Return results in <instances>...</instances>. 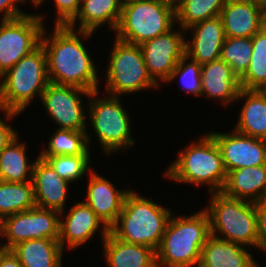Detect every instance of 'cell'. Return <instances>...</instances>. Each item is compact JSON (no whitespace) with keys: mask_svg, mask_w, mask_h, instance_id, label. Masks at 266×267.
<instances>
[{"mask_svg":"<svg viewBox=\"0 0 266 267\" xmlns=\"http://www.w3.org/2000/svg\"><path fill=\"white\" fill-rule=\"evenodd\" d=\"M226 0H181L175 5L176 24L186 30L221 14Z\"/></svg>","mask_w":266,"mask_h":267,"instance_id":"obj_29","label":"cell"},{"mask_svg":"<svg viewBox=\"0 0 266 267\" xmlns=\"http://www.w3.org/2000/svg\"><path fill=\"white\" fill-rule=\"evenodd\" d=\"M90 93V91L80 87L50 82L43 91L40 100L47 110V115L59 125V129L88 131L86 130V115L84 114L86 108L82 106L81 95L89 98Z\"/></svg>","mask_w":266,"mask_h":267,"instance_id":"obj_12","label":"cell"},{"mask_svg":"<svg viewBox=\"0 0 266 267\" xmlns=\"http://www.w3.org/2000/svg\"><path fill=\"white\" fill-rule=\"evenodd\" d=\"M253 53L246 73L239 79L240 87L258 90L266 84V25L252 38Z\"/></svg>","mask_w":266,"mask_h":267,"instance_id":"obj_31","label":"cell"},{"mask_svg":"<svg viewBox=\"0 0 266 267\" xmlns=\"http://www.w3.org/2000/svg\"><path fill=\"white\" fill-rule=\"evenodd\" d=\"M0 110L21 113L34 97L41 95L50 83L47 55L40 44L22 57L0 80Z\"/></svg>","mask_w":266,"mask_h":267,"instance_id":"obj_5","label":"cell"},{"mask_svg":"<svg viewBox=\"0 0 266 267\" xmlns=\"http://www.w3.org/2000/svg\"><path fill=\"white\" fill-rule=\"evenodd\" d=\"M191 29L194 31L192 41L185 42V55L188 59L200 65L220 59L222 45L226 38L220 15L198 22L185 31H191Z\"/></svg>","mask_w":266,"mask_h":267,"instance_id":"obj_17","label":"cell"},{"mask_svg":"<svg viewBox=\"0 0 266 267\" xmlns=\"http://www.w3.org/2000/svg\"><path fill=\"white\" fill-rule=\"evenodd\" d=\"M43 15L0 21V77L41 44Z\"/></svg>","mask_w":266,"mask_h":267,"instance_id":"obj_10","label":"cell"},{"mask_svg":"<svg viewBox=\"0 0 266 267\" xmlns=\"http://www.w3.org/2000/svg\"><path fill=\"white\" fill-rule=\"evenodd\" d=\"M172 215L162 207L130 190L116 222L109 232L126 243L138 244L157 250Z\"/></svg>","mask_w":266,"mask_h":267,"instance_id":"obj_3","label":"cell"},{"mask_svg":"<svg viewBox=\"0 0 266 267\" xmlns=\"http://www.w3.org/2000/svg\"><path fill=\"white\" fill-rule=\"evenodd\" d=\"M258 249L266 251V200L257 203Z\"/></svg>","mask_w":266,"mask_h":267,"instance_id":"obj_37","label":"cell"},{"mask_svg":"<svg viewBox=\"0 0 266 267\" xmlns=\"http://www.w3.org/2000/svg\"><path fill=\"white\" fill-rule=\"evenodd\" d=\"M98 93L99 90L91 91L88 113L102 149L110 155L111 152L132 147L135 141L130 133V117L128 111L123 108L120 97L109 95L108 98L96 99Z\"/></svg>","mask_w":266,"mask_h":267,"instance_id":"obj_8","label":"cell"},{"mask_svg":"<svg viewBox=\"0 0 266 267\" xmlns=\"http://www.w3.org/2000/svg\"><path fill=\"white\" fill-rule=\"evenodd\" d=\"M175 23V5L169 0H127L115 34L121 41L140 46L168 32Z\"/></svg>","mask_w":266,"mask_h":267,"instance_id":"obj_7","label":"cell"},{"mask_svg":"<svg viewBox=\"0 0 266 267\" xmlns=\"http://www.w3.org/2000/svg\"><path fill=\"white\" fill-rule=\"evenodd\" d=\"M123 3V0H81L76 17L67 26L75 29L76 22L79 21L78 30L94 32L101 25L109 24L112 31H115Z\"/></svg>","mask_w":266,"mask_h":267,"instance_id":"obj_24","label":"cell"},{"mask_svg":"<svg viewBox=\"0 0 266 267\" xmlns=\"http://www.w3.org/2000/svg\"><path fill=\"white\" fill-rule=\"evenodd\" d=\"M220 17L225 37L252 38L266 25V8L251 0H226Z\"/></svg>","mask_w":266,"mask_h":267,"instance_id":"obj_16","label":"cell"},{"mask_svg":"<svg viewBox=\"0 0 266 267\" xmlns=\"http://www.w3.org/2000/svg\"><path fill=\"white\" fill-rule=\"evenodd\" d=\"M36 207L34 186L28 182H6L0 180V221L15 213Z\"/></svg>","mask_w":266,"mask_h":267,"instance_id":"obj_28","label":"cell"},{"mask_svg":"<svg viewBox=\"0 0 266 267\" xmlns=\"http://www.w3.org/2000/svg\"><path fill=\"white\" fill-rule=\"evenodd\" d=\"M32 182L36 207L64 211L68 197V182L59 176L51 165L38 156L35 160Z\"/></svg>","mask_w":266,"mask_h":267,"instance_id":"obj_19","label":"cell"},{"mask_svg":"<svg viewBox=\"0 0 266 267\" xmlns=\"http://www.w3.org/2000/svg\"><path fill=\"white\" fill-rule=\"evenodd\" d=\"M45 0H36L33 5L38 7ZM57 8L55 25L67 26L77 15L81 0H54Z\"/></svg>","mask_w":266,"mask_h":267,"instance_id":"obj_35","label":"cell"},{"mask_svg":"<svg viewBox=\"0 0 266 267\" xmlns=\"http://www.w3.org/2000/svg\"><path fill=\"white\" fill-rule=\"evenodd\" d=\"M168 32L140 45L147 71L152 80L167 82L180 59L185 55L186 39L184 29Z\"/></svg>","mask_w":266,"mask_h":267,"instance_id":"obj_13","label":"cell"},{"mask_svg":"<svg viewBox=\"0 0 266 267\" xmlns=\"http://www.w3.org/2000/svg\"><path fill=\"white\" fill-rule=\"evenodd\" d=\"M172 216L156 250L157 267H198L211 235L208 213L203 209L189 217Z\"/></svg>","mask_w":266,"mask_h":267,"instance_id":"obj_2","label":"cell"},{"mask_svg":"<svg viewBox=\"0 0 266 267\" xmlns=\"http://www.w3.org/2000/svg\"><path fill=\"white\" fill-rule=\"evenodd\" d=\"M0 267H22L17 256L11 251L6 249L0 257Z\"/></svg>","mask_w":266,"mask_h":267,"instance_id":"obj_39","label":"cell"},{"mask_svg":"<svg viewBox=\"0 0 266 267\" xmlns=\"http://www.w3.org/2000/svg\"><path fill=\"white\" fill-rule=\"evenodd\" d=\"M54 26L52 36H45V28L41 36V44L47 55L49 81L80 87L90 92L98 90V71L81 42L82 38H89L93 32L74 30L69 26Z\"/></svg>","mask_w":266,"mask_h":267,"instance_id":"obj_1","label":"cell"},{"mask_svg":"<svg viewBox=\"0 0 266 267\" xmlns=\"http://www.w3.org/2000/svg\"><path fill=\"white\" fill-rule=\"evenodd\" d=\"M258 91L260 92V94L264 97L265 101H266V84L262 85Z\"/></svg>","mask_w":266,"mask_h":267,"instance_id":"obj_40","label":"cell"},{"mask_svg":"<svg viewBox=\"0 0 266 267\" xmlns=\"http://www.w3.org/2000/svg\"><path fill=\"white\" fill-rule=\"evenodd\" d=\"M18 136L0 152V180L6 182L32 181L35 161L30 164L26 158L25 143L18 142Z\"/></svg>","mask_w":266,"mask_h":267,"instance_id":"obj_27","label":"cell"},{"mask_svg":"<svg viewBox=\"0 0 266 267\" xmlns=\"http://www.w3.org/2000/svg\"><path fill=\"white\" fill-rule=\"evenodd\" d=\"M22 267H62L63 249L59 240L31 239L11 248Z\"/></svg>","mask_w":266,"mask_h":267,"instance_id":"obj_25","label":"cell"},{"mask_svg":"<svg viewBox=\"0 0 266 267\" xmlns=\"http://www.w3.org/2000/svg\"><path fill=\"white\" fill-rule=\"evenodd\" d=\"M108 267H157L156 250L115 238L110 232L102 241Z\"/></svg>","mask_w":266,"mask_h":267,"instance_id":"obj_23","label":"cell"},{"mask_svg":"<svg viewBox=\"0 0 266 267\" xmlns=\"http://www.w3.org/2000/svg\"><path fill=\"white\" fill-rule=\"evenodd\" d=\"M187 60V55L180 59L167 82H172L178 77L184 90L196 96H201V65L192 59H190V62H187Z\"/></svg>","mask_w":266,"mask_h":267,"instance_id":"obj_34","label":"cell"},{"mask_svg":"<svg viewBox=\"0 0 266 267\" xmlns=\"http://www.w3.org/2000/svg\"><path fill=\"white\" fill-rule=\"evenodd\" d=\"M59 224V211L39 207L7 216L0 221V237L7 240L2 246L11 249L31 239L59 240Z\"/></svg>","mask_w":266,"mask_h":267,"instance_id":"obj_11","label":"cell"},{"mask_svg":"<svg viewBox=\"0 0 266 267\" xmlns=\"http://www.w3.org/2000/svg\"><path fill=\"white\" fill-rule=\"evenodd\" d=\"M69 211L66 217L64 211L60 212L59 242L63 250L66 244L68 249L85 244L97 230L101 229V226L102 240L106 238L109 228L85 202H77Z\"/></svg>","mask_w":266,"mask_h":267,"instance_id":"obj_15","label":"cell"},{"mask_svg":"<svg viewBox=\"0 0 266 267\" xmlns=\"http://www.w3.org/2000/svg\"><path fill=\"white\" fill-rule=\"evenodd\" d=\"M90 156L91 154L40 157L45 159L60 177L66 179L70 183H74V181L85 176L87 171H92L89 166Z\"/></svg>","mask_w":266,"mask_h":267,"instance_id":"obj_33","label":"cell"},{"mask_svg":"<svg viewBox=\"0 0 266 267\" xmlns=\"http://www.w3.org/2000/svg\"><path fill=\"white\" fill-rule=\"evenodd\" d=\"M246 99L235 131L240 134L266 140V101L258 90L242 89L238 98Z\"/></svg>","mask_w":266,"mask_h":267,"instance_id":"obj_26","label":"cell"},{"mask_svg":"<svg viewBox=\"0 0 266 267\" xmlns=\"http://www.w3.org/2000/svg\"><path fill=\"white\" fill-rule=\"evenodd\" d=\"M113 47L105 79L107 81L105 90L110 93L109 95L121 96L158 87L147 71L139 45L116 38Z\"/></svg>","mask_w":266,"mask_h":267,"instance_id":"obj_9","label":"cell"},{"mask_svg":"<svg viewBox=\"0 0 266 267\" xmlns=\"http://www.w3.org/2000/svg\"><path fill=\"white\" fill-rule=\"evenodd\" d=\"M4 112L3 116L5 118L2 120L0 118V152L13 140L18 136V133L12 126L5 123V119L10 120L11 118L17 116L20 113L13 112V111H2Z\"/></svg>","mask_w":266,"mask_h":267,"instance_id":"obj_36","label":"cell"},{"mask_svg":"<svg viewBox=\"0 0 266 267\" xmlns=\"http://www.w3.org/2000/svg\"><path fill=\"white\" fill-rule=\"evenodd\" d=\"M26 3L27 0H0V14L3 13L2 19H17L26 15L20 10L17 3Z\"/></svg>","mask_w":266,"mask_h":267,"instance_id":"obj_38","label":"cell"},{"mask_svg":"<svg viewBox=\"0 0 266 267\" xmlns=\"http://www.w3.org/2000/svg\"><path fill=\"white\" fill-rule=\"evenodd\" d=\"M211 194L210 204L204 209L209 216L211 235L258 248L257 203L231 198L222 192Z\"/></svg>","mask_w":266,"mask_h":267,"instance_id":"obj_6","label":"cell"},{"mask_svg":"<svg viewBox=\"0 0 266 267\" xmlns=\"http://www.w3.org/2000/svg\"><path fill=\"white\" fill-rule=\"evenodd\" d=\"M251 1L259 3V4L263 5L266 8V0H251Z\"/></svg>","mask_w":266,"mask_h":267,"instance_id":"obj_41","label":"cell"},{"mask_svg":"<svg viewBox=\"0 0 266 267\" xmlns=\"http://www.w3.org/2000/svg\"><path fill=\"white\" fill-rule=\"evenodd\" d=\"M232 133L210 132L218 144L226 172L266 164V140Z\"/></svg>","mask_w":266,"mask_h":267,"instance_id":"obj_14","label":"cell"},{"mask_svg":"<svg viewBox=\"0 0 266 267\" xmlns=\"http://www.w3.org/2000/svg\"><path fill=\"white\" fill-rule=\"evenodd\" d=\"M90 140L87 131L57 129L39 156L90 154Z\"/></svg>","mask_w":266,"mask_h":267,"instance_id":"obj_30","label":"cell"},{"mask_svg":"<svg viewBox=\"0 0 266 267\" xmlns=\"http://www.w3.org/2000/svg\"><path fill=\"white\" fill-rule=\"evenodd\" d=\"M173 5H176L181 0H169Z\"/></svg>","mask_w":266,"mask_h":267,"instance_id":"obj_43","label":"cell"},{"mask_svg":"<svg viewBox=\"0 0 266 267\" xmlns=\"http://www.w3.org/2000/svg\"><path fill=\"white\" fill-rule=\"evenodd\" d=\"M6 249L3 247V246H1V243H0V257H1V254L5 251Z\"/></svg>","mask_w":266,"mask_h":267,"instance_id":"obj_42","label":"cell"},{"mask_svg":"<svg viewBox=\"0 0 266 267\" xmlns=\"http://www.w3.org/2000/svg\"><path fill=\"white\" fill-rule=\"evenodd\" d=\"M246 246L210 235L198 267H258Z\"/></svg>","mask_w":266,"mask_h":267,"instance_id":"obj_22","label":"cell"},{"mask_svg":"<svg viewBox=\"0 0 266 267\" xmlns=\"http://www.w3.org/2000/svg\"><path fill=\"white\" fill-rule=\"evenodd\" d=\"M253 53L251 38L226 37L221 49V59L240 79L247 71Z\"/></svg>","mask_w":266,"mask_h":267,"instance_id":"obj_32","label":"cell"},{"mask_svg":"<svg viewBox=\"0 0 266 267\" xmlns=\"http://www.w3.org/2000/svg\"><path fill=\"white\" fill-rule=\"evenodd\" d=\"M221 192L254 203L266 200V164L228 172Z\"/></svg>","mask_w":266,"mask_h":267,"instance_id":"obj_21","label":"cell"},{"mask_svg":"<svg viewBox=\"0 0 266 267\" xmlns=\"http://www.w3.org/2000/svg\"><path fill=\"white\" fill-rule=\"evenodd\" d=\"M188 146L179 151L178 158L166 170L165 177L192 186L208 184L210 193L221 192L227 172L214 137L208 132Z\"/></svg>","mask_w":266,"mask_h":267,"instance_id":"obj_4","label":"cell"},{"mask_svg":"<svg viewBox=\"0 0 266 267\" xmlns=\"http://www.w3.org/2000/svg\"><path fill=\"white\" fill-rule=\"evenodd\" d=\"M240 90L239 78L221 58L201 65V96L221 99L227 105L237 101Z\"/></svg>","mask_w":266,"mask_h":267,"instance_id":"obj_20","label":"cell"},{"mask_svg":"<svg viewBox=\"0 0 266 267\" xmlns=\"http://www.w3.org/2000/svg\"><path fill=\"white\" fill-rule=\"evenodd\" d=\"M89 173L87 197L84 202L110 228L120 215L125 197L130 190L120 191L114 187L112 182L93 170Z\"/></svg>","mask_w":266,"mask_h":267,"instance_id":"obj_18","label":"cell"}]
</instances>
